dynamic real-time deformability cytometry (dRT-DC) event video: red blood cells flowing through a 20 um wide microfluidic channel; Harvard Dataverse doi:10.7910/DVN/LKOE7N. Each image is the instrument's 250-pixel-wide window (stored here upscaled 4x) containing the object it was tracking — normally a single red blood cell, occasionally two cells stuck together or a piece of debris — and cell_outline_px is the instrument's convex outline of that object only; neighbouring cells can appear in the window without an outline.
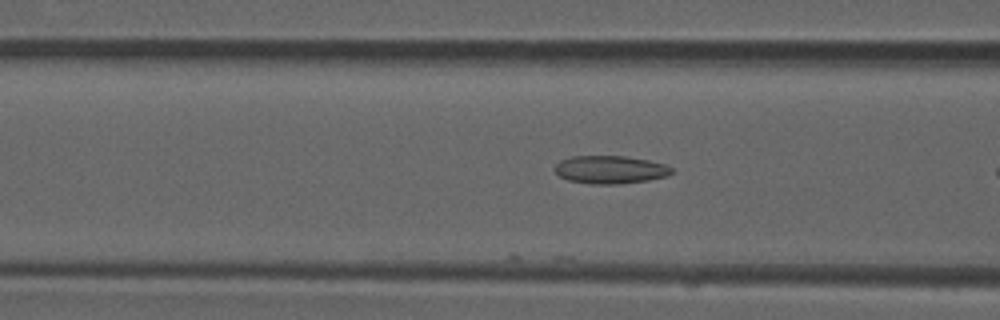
{"species": "common noctule bat (a hibernating species)", "species_latin": "Nyctalus noctula", "temperature_condition": "room temperature", "stored_images_in_passage": 8, "camera_frame_rate_fps": 3000, "um_per_image_px": 0.085, "animal": {"sex": "male", "forearm_length_mm": 52.5}, "frame": {"image": 1, "passage_image": 6, "time_ms": 1.667, "image_size_px": [1000, 320], "cell_outline_px": [[672, 172], [668, 176], [648, 180], [616, 184], [592, 184], [568, 180], [560, 176], [556, 172], [556, 164], [560, 160], [572, 156], [624, 156], [648, 160], [664, 164], [672, 168]], "centroid_in_image_um": [51.87, 14.42], "position_along_channel_um": 114.7, "area_um2": 18.9}}